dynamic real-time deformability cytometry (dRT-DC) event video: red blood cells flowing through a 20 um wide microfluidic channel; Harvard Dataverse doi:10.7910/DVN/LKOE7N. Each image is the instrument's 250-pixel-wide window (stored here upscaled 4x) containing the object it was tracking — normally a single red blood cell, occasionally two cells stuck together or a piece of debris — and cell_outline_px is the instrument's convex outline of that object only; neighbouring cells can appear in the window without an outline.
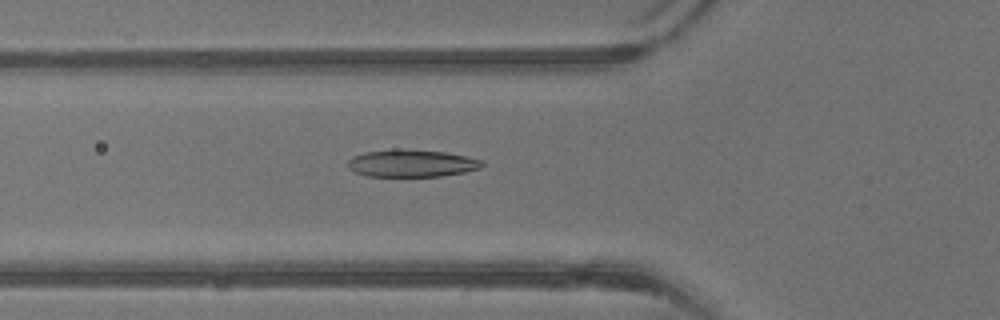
{"species": "common noctule bat (a hibernating species)", "species_latin": "Nyctalus noctula", "temperature_condition": "warm", "stored_images_in_passage": 41, "camera_frame_rate_fps": 3000, "um_per_image_px": 0.085, "animal": {"sex": "male", "body_mass_g": 13.3}, "frame": {"image": 1, "passage_image": 15, "time_ms": 4.667, "image_size_px": [1000, 320], "cell_outline_px": [[484, 164], [480, 168], [464, 172], [440, 176], [368, 176], [356, 172], [348, 168], [348, 160], [352, 156], [364, 152], [396, 148], [404, 148], [444, 152], [484, 160]], "centroid_in_image_um": [34.97, 13.86], "position_along_channel_um": 90.8, "area_um2": 21.5}}
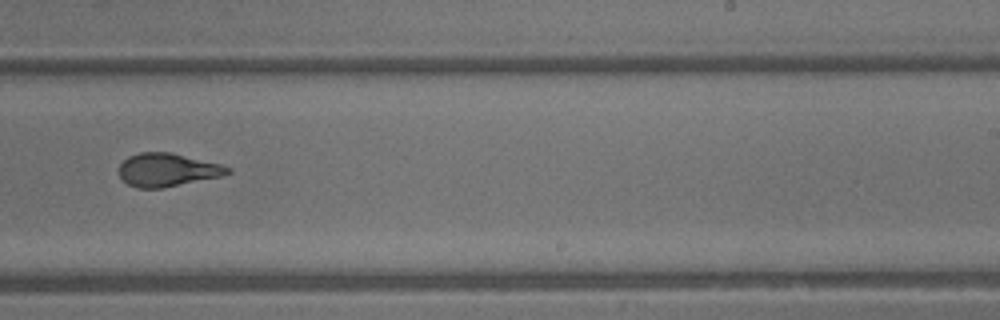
{"frame": {"image": 2, "passage_image": 26, "time_ms": 8.333, "image_size_px": [1000, 320], "cell_outline_px": [[232, 172], [224, 176], [160, 188], [136, 188], [128, 184], [120, 176], [120, 164], [128, 156], [140, 152], [168, 152], [220, 164], [232, 168]], "centroid_in_image_um": [14.24, 14.44], "position_along_channel_um": 274.8, "area_um2": 20.87}}
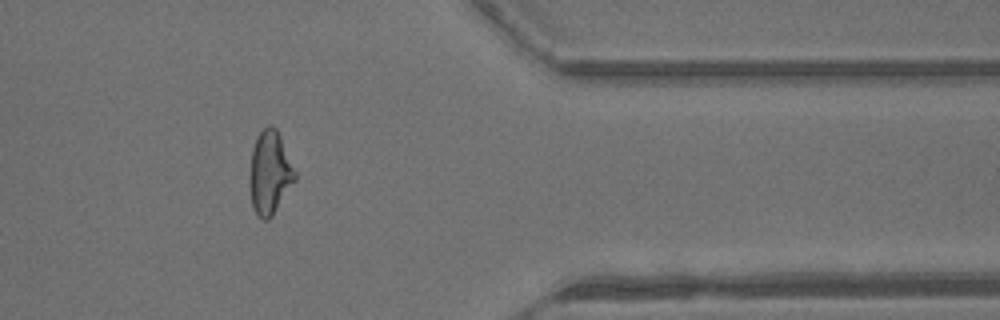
{"frame": {"image": 3, "passage_image": 34, "time_ms": 11.0, "image_size_px": [1000, 320], "cell_outline_px": [[296, 180], [272, 216], [268, 220], [264, 220], [256, 212], [252, 204], [248, 184], [248, 180], [252, 148], [260, 132], [268, 124], [272, 124], [276, 128], [280, 136], [296, 172]], "centroid_in_image_um": [22.92, 14.67], "position_along_channel_um": 388.5, "area_um2": 22.02}}